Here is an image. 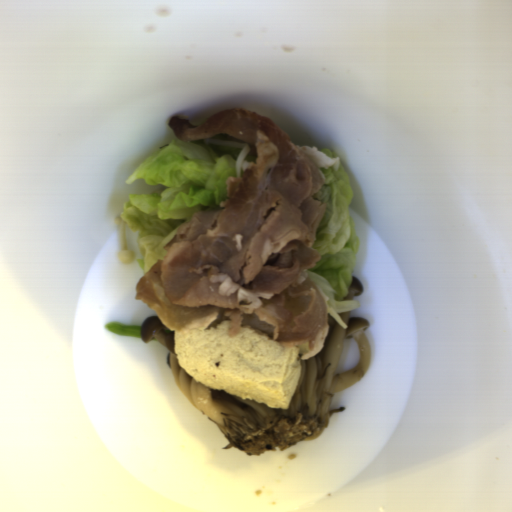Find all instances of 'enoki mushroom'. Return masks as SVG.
Instances as JSON below:
<instances>
[{"label": "enoki mushroom", "instance_id": "1", "mask_svg": "<svg viewBox=\"0 0 512 512\" xmlns=\"http://www.w3.org/2000/svg\"><path fill=\"white\" fill-rule=\"evenodd\" d=\"M115 224L118 225L119 229L120 251L118 259L122 265L132 264L135 261L136 255L131 250H128L126 222H123L121 216H117Z\"/></svg>", "mask_w": 512, "mask_h": 512}, {"label": "enoki mushroom", "instance_id": "2", "mask_svg": "<svg viewBox=\"0 0 512 512\" xmlns=\"http://www.w3.org/2000/svg\"><path fill=\"white\" fill-rule=\"evenodd\" d=\"M204 143L210 145H231L237 148H242L239 153L236 161H235V169H236V177H241L242 169L241 166L243 164L244 159L250 154L251 148L247 143H238L233 141H228L224 139H203Z\"/></svg>", "mask_w": 512, "mask_h": 512}, {"label": "enoki mushroom", "instance_id": "3", "mask_svg": "<svg viewBox=\"0 0 512 512\" xmlns=\"http://www.w3.org/2000/svg\"><path fill=\"white\" fill-rule=\"evenodd\" d=\"M328 314L345 330L348 329V325L343 322L337 312L334 310L332 306L328 305Z\"/></svg>", "mask_w": 512, "mask_h": 512}]
</instances>
